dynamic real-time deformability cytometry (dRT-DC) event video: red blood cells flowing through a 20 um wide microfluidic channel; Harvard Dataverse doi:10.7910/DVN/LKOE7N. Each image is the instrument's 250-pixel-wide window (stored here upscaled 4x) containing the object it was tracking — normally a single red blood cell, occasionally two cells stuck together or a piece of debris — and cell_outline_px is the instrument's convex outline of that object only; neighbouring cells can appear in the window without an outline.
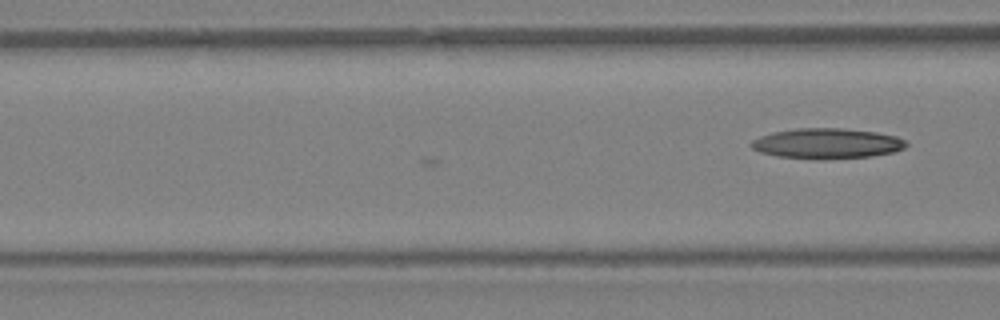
{"species": "Egyptian fruit bat (a non-hibernating species)", "species_latin": "Rousettus aegyptiacus", "temperature_condition": "warm", "stored_images_in_passage": 3, "camera_frame_rate_fps": 3000, "um_per_image_px": 0.085, "animal": {"sex": "female"}, "frame": {"image": 1, "passage_image": 3, "time_ms": 0.667, "image_size_px": [1000, 320], "cell_outline_px": [[908, 144], [904, 148], [892, 152], [872, 156], [824, 160], [816, 160], [776, 156], [760, 152], [752, 148], [748, 144], [752, 140], [760, 136], [772, 132], [796, 128], [840, 128], [876, 132], [896, 136], [904, 140]], "centroid_in_image_um": [70.25, 12.21], "position_along_channel_um": 96.4, "area_um2": 27.69}}